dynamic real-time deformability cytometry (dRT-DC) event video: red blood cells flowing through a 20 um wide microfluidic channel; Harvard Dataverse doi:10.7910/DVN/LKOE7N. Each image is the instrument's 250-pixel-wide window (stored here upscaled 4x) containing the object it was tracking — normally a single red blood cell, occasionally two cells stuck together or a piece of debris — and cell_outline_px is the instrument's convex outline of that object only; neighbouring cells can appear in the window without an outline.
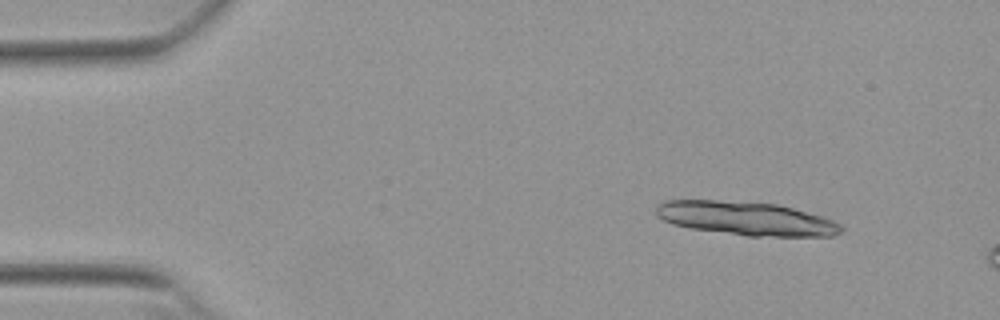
{"species": "Egyptian fruit bat (a non-hibernating species)", "species_latin": "Rousettus aegyptiacus", "temperature_condition": "warm", "stored_images_in_passage": 12, "camera_frame_rate_fps": 3000, "um_per_image_px": 0.085, "animal": {"sex": "female"}, "frame": {"image": 1, "passage_image": 6, "time_ms": 1.667, "image_size_px": [1000, 320], "cell_outline_px": [[844, 232], [832, 236], [748, 236], [692, 228], [672, 224], [656, 216], [656, 204], [664, 200], [716, 200], [780, 204], [820, 216], [832, 220], [840, 224], [844, 228]], "centroid_in_image_um": [63.41, 18.57], "position_along_channel_um": 21.6, "area_um2": 36.3}}